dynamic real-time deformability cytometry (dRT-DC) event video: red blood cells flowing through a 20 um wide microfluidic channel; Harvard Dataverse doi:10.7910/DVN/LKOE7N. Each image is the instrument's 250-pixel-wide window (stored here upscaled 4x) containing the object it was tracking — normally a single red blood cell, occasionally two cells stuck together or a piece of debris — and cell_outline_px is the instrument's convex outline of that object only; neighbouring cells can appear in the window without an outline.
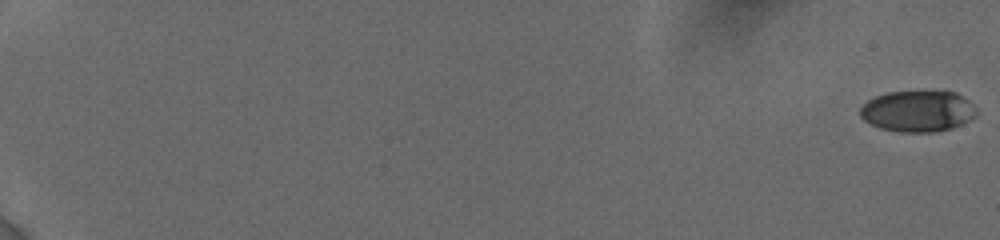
{"species": "human", "species_latin": "Homo sapiens", "temperature_condition": "cold", "stored_images_in_passage": 13, "camera_frame_rate_fps": 3000, "um_per_image_px": 0.085, "donor": {"sex": "female"}, "frame": {"image": 1, "passage_image": 1, "time_ms": 0.0, "image_size_px": [1000, 240], "cell_outline_px": [[980, 112], [976, 116], [952, 128], [936, 132], [900, 132], [880, 128], [864, 120], [860, 116], [860, 108], [868, 100], [876, 96], [888, 92], [924, 88], [956, 92], [964, 96]], "centroid_in_image_um": [78.05, 9.4], "position_along_channel_um": 7.0, "area_um2": 28.84}}
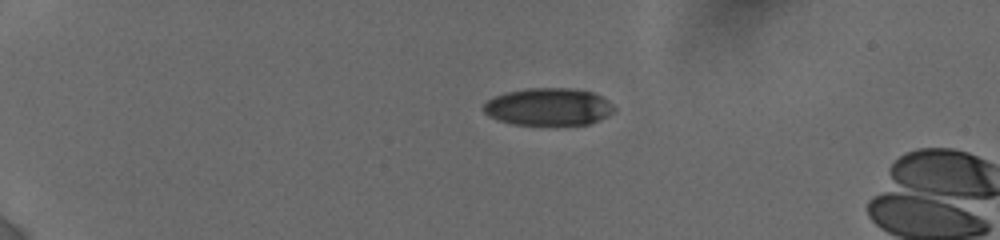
{"frame": {"image": 2, "passage_image": 8, "time_ms": 5.0, "image_size_px": [1000, 240], "cell_outline_px": [[616, 108], [612, 112], [588, 124], [512, 124], [496, 120], [488, 116], [484, 112], [484, 104], [488, 100], [496, 96], [508, 92], [528, 88], [572, 88], [592, 92], [608, 100]], "centroid_in_image_um": [46.59, 9.07], "position_along_channel_um": 38.4, "area_um2": 28.09}}